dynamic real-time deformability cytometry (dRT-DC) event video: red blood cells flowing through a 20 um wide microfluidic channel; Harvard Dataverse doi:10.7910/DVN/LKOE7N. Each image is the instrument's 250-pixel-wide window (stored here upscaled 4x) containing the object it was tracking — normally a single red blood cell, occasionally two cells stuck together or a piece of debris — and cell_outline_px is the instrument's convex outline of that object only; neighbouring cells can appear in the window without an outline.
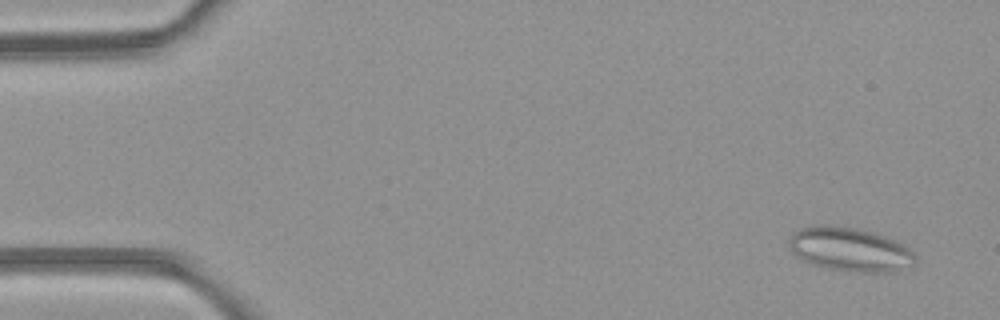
{"species": "common noctule bat (a hibernating species)", "species_latin": "Nyctalus noctula", "temperature_condition": "room temperature", "stored_images_in_passage": 5, "camera_frame_rate_fps": 3000, "um_per_image_px": 0.085, "animal": {"sex": "female", "body_mass_g": 21.9}, "frame": {"image": 1, "passage_image": 1, "time_ms": 0.0, "image_size_px": [1000, 320], "cell_outline_px": [[916, 264], [896, 272], [860, 272], [828, 268], [812, 264], [796, 256], [792, 252], [788, 244], [788, 240], [800, 228], [816, 224], [832, 224], [856, 228], [872, 232], [892, 240], [908, 248], [916, 256]], "centroid_in_image_um": [72.23, 21.2], "position_along_channel_um": 12.8, "area_um2": 32.25}}